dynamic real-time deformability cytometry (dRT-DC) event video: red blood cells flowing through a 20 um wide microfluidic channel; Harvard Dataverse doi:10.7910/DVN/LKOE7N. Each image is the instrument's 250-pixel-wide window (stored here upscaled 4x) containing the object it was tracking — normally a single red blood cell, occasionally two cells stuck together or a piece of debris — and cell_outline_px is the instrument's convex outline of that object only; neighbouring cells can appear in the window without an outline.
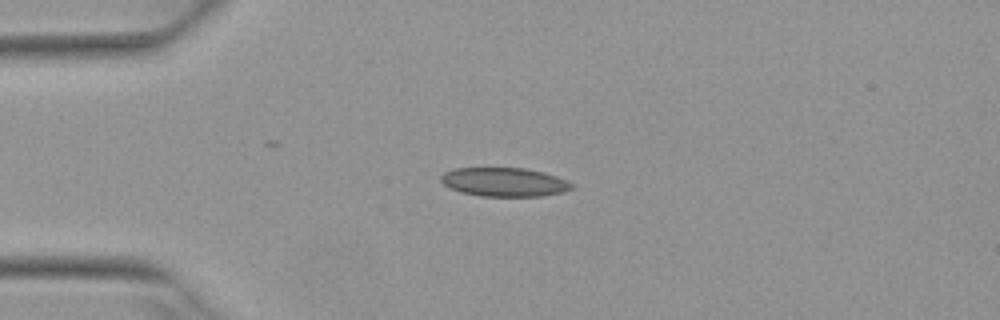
{"species": "Egyptian fruit bat (a non-hibernating species)", "species_latin": "Rousettus aegyptiacus", "temperature_condition": "warm", "stored_images_in_passage": 7, "camera_frame_rate_fps": 3000, "um_per_image_px": 0.085, "animal": {"sex": "female"}, "frame": {"image": 1, "passage_image": 4, "time_ms": 1.0, "image_size_px": [1000, 320], "cell_outline_px": [[572, 188], [564, 192], [544, 196], [480, 196], [460, 192], [444, 184], [440, 180], [440, 176], [444, 172], [456, 168], [524, 168], [544, 172], [568, 180], [572, 184]], "centroid_in_image_um": [42.88, 15.47], "position_along_channel_um": 42.1, "area_um2": 22.02}}
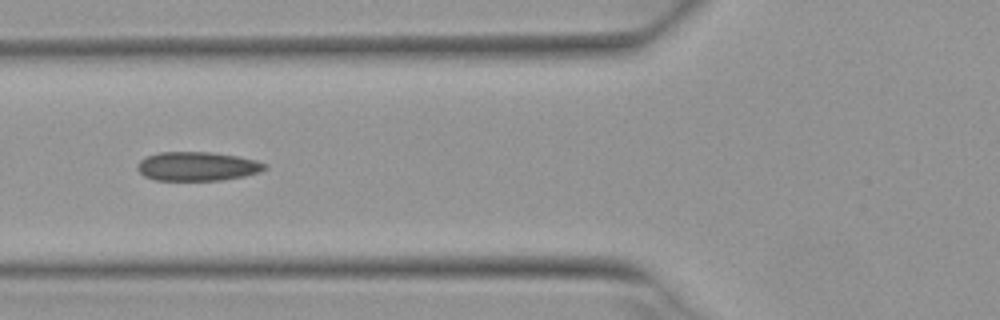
{"frame": {"image": 2, "passage_image": 6, "time_ms": 1.667, "image_size_px": [1000, 320], "cell_outline_px": [[268, 168], [260, 172], [244, 176], [220, 180], [156, 180], [144, 176], [136, 168], [140, 160], [148, 156], [160, 152], [212, 152], [236, 156], [256, 160], [268, 164]], "centroid_in_image_um": [16.8, 14.14], "position_along_channel_um": 109.0, "area_um2": 21.5}}
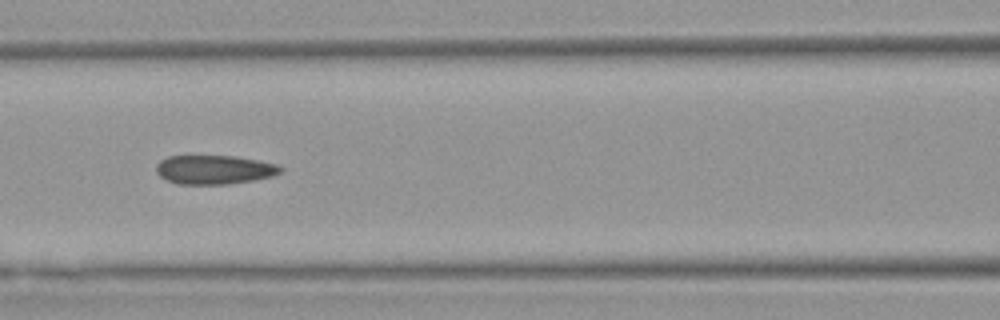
{"frame": {"image": 3, "passage_image": 7, "time_ms": 2.0, "image_size_px": [1000, 320], "cell_outline_px": [[284, 168], [280, 172], [272, 176], [252, 180], [228, 184], [176, 184], [160, 176], [156, 172], [156, 164], [160, 160], [168, 156], [236, 156], [260, 160], [276, 164]], "centroid_in_image_um": [18.2, 14.41], "position_along_channel_um": 148.4, "area_um2": 21.04}}